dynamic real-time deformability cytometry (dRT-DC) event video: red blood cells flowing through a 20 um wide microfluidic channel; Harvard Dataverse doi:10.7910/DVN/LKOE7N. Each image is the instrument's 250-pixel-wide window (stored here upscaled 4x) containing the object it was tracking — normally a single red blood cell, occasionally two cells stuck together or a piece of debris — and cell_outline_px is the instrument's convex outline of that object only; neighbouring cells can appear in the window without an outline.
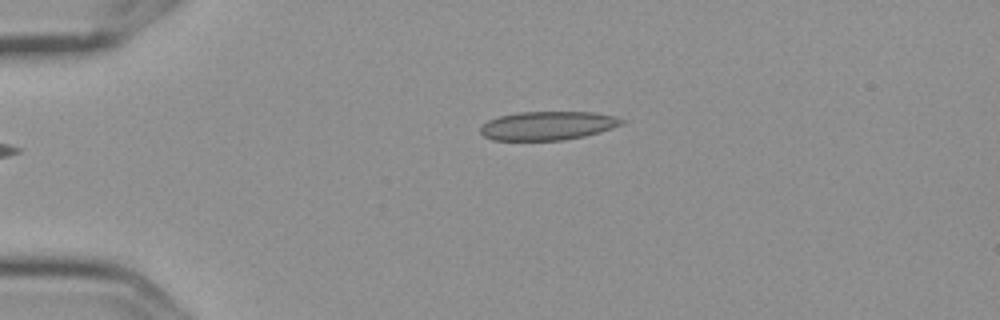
{"species": "Egyptian fruit bat (a non-hibernating species)", "species_latin": "Rousettus aegyptiacus", "temperature_condition": "cold", "stored_images_in_passage": 4, "camera_frame_rate_fps": 3000, "um_per_image_px": 0.085, "frame": {"image": 1, "passage_image": 4, "time_ms": 1.0, "image_size_px": [1000, 320], "cell_outline_px": [[624, 124], [600, 132], [584, 136], [564, 140], [492, 140], [484, 136], [480, 132], [480, 128], [488, 120], [500, 116], [520, 112], [592, 112], [616, 116], [624, 120]], "centroid_in_image_um": [46.58, 10.68], "position_along_channel_um": 38.4, "area_um2": 23.58}}